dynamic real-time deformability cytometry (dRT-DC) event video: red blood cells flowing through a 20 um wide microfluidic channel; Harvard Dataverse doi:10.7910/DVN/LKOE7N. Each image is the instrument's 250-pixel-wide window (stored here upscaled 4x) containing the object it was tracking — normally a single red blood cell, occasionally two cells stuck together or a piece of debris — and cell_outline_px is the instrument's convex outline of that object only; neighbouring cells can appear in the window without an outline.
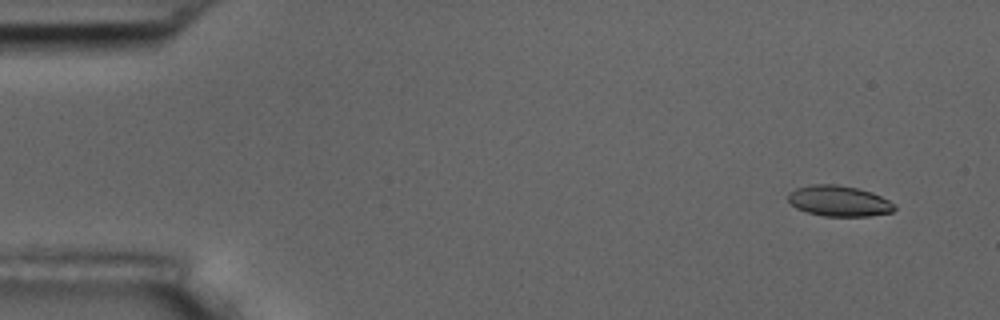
{"species": "common noctule bat (a hibernating species)", "species_latin": "Nyctalus noctula", "temperature_condition": "room temperature", "stored_images_in_passage": 13, "segment_of_instrument_passage": [1, 2], "camera_frame_rate_fps": 3000, "um_per_image_px": 0.085, "animal": {"sex": "male", "body_mass_g": 17.5, "forearm_length_mm": 52.3}, "frame": {"image": 1, "passage_image": 3, "time_ms": 0.667, "image_size_px": [1000, 320], "cell_outline_px": [[896, 208], [892, 212], [872, 216], [824, 216], [808, 212], [796, 208], [788, 200], [788, 192], [796, 188], [812, 184], [836, 184], [856, 188], [872, 192], [896, 204]], "centroid_in_image_um": [71.32, 17.08], "position_along_channel_um": 13.7, "area_um2": 19.07}}